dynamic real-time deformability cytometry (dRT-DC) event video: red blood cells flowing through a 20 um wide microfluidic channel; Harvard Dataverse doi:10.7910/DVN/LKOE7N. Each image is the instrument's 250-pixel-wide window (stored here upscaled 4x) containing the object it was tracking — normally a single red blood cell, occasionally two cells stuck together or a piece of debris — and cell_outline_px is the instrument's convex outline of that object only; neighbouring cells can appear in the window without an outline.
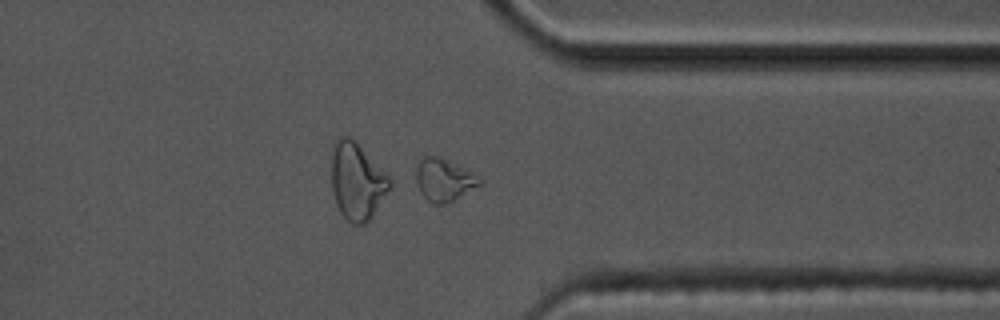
{"species": "common noctule bat (a hibernating species)", "species_latin": "Nyctalus noctula", "temperature_condition": "cold", "stored_images_in_passage": 56, "segment_of_instrument_passage": [2, 2], "camera_frame_rate_fps": 3000, "um_per_image_px": 0.085, "animal": {"sex": "male", "body_mass_g": 17.5, "forearm_length_mm": 52.3}, "frame": {"image": 1, "passage_image": 44, "time_ms": 14.333, "image_size_px": [1000, 320], "cell_outline_px": [[484, 180], [480, 184], [448, 204], [432, 204], [420, 192], [416, 180], [416, 168], [420, 160], [424, 156], [440, 156], [456, 164]], "centroid_in_image_um": [37.71, 15.29], "position_along_channel_um": 373.7, "area_um2": 15.61}}